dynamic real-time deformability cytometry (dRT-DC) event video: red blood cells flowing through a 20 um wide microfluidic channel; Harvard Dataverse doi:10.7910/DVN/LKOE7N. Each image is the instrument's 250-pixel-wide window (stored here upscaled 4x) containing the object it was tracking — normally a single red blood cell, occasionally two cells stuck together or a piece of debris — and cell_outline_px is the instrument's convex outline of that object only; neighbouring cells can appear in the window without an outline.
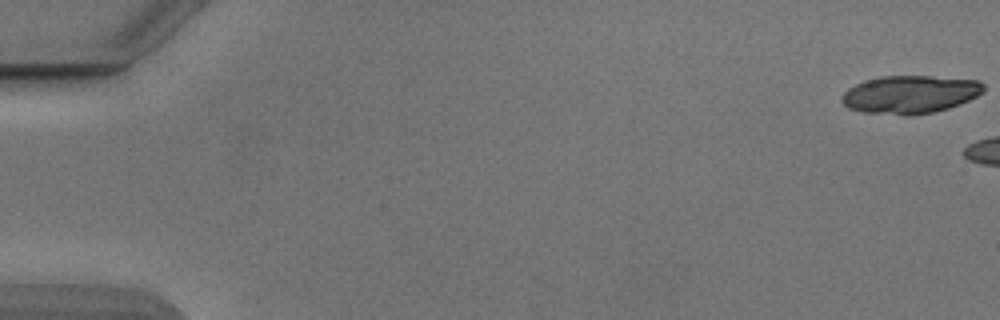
{"species": "Egyptian fruit bat (a non-hibernating species)", "species_latin": "Rousettus aegyptiacus", "temperature_condition": "cold", "stored_images_in_passage": 5, "camera_frame_rate_fps": 3000, "um_per_image_px": 0.085, "animal": {"sex": "male"}, "frame": {"image": 1, "passage_image": 1, "time_ms": 0.0, "image_size_px": [1000, 320], "cell_outline_px": [[984, 92], [960, 104], [936, 112], [908, 116], [904, 116], [864, 112], [848, 108], [840, 100], [840, 96], [848, 88], [864, 80], [880, 76], [932, 76], [980, 80], [984, 84]], "centroid_in_image_um": [77.35, 8.03], "position_along_channel_um": 7.7, "area_um2": 31.79}}